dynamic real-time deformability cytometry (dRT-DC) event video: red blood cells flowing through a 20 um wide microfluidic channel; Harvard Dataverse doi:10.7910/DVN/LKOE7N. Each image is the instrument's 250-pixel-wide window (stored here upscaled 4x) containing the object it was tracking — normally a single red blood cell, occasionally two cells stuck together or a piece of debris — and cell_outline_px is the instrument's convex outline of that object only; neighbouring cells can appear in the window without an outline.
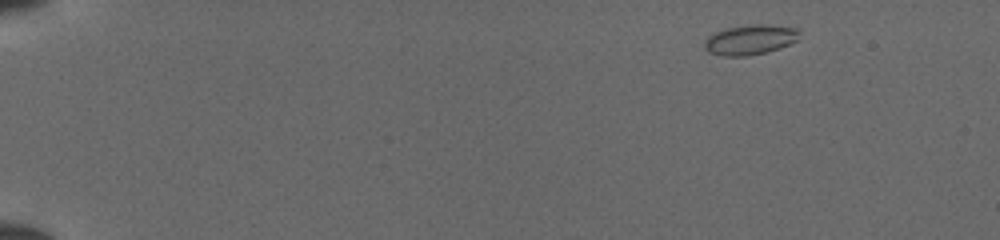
{"species": "common noctule bat (a hibernating species)", "species_latin": "Nyctalus noctula", "temperature_condition": "cold", "stored_images_in_passage": 45, "camera_frame_rate_fps": 3000, "um_per_image_px": 0.085, "animal": {"sex": "female", "body_mass_g": 19.5, "forearm_length_mm": 54.1}, "frame": {"image": 1, "passage_image": 1, "time_ms": 0.0, "image_size_px": [1000, 240], "cell_outline_px": [[800, 32], [796, 40], [780, 48], [764, 52], [744, 56], [724, 56], [708, 52], [704, 48], [704, 44], [708, 36], [716, 32], [728, 28], [756, 24], [760, 24], [796, 28]], "centroid_in_image_um": [63.74, 3.38], "position_along_channel_um": 21.3, "area_um2": 16.18}}
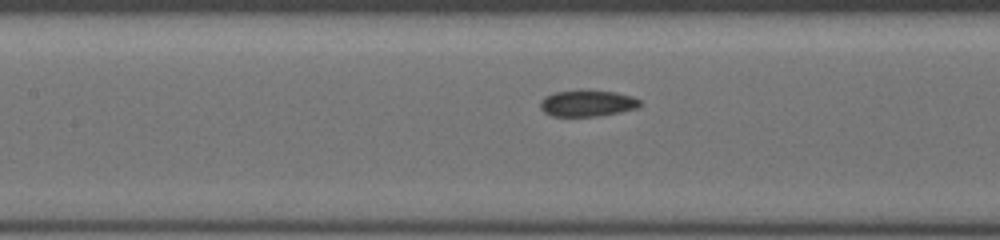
{"frame": {"image": 2, "passage_image": 20, "time_ms": 6.333, "image_size_px": [1000, 240], "cell_outline_px": [[640, 104], [636, 108], [620, 112], [596, 116], [552, 116], [544, 112], [540, 108], [540, 100], [544, 96], [556, 92], [616, 92], [632, 96], [640, 100]], "centroid_in_image_um": [49.9, 8.81], "position_along_channel_um": 157.5, "area_um2": 14.8}}
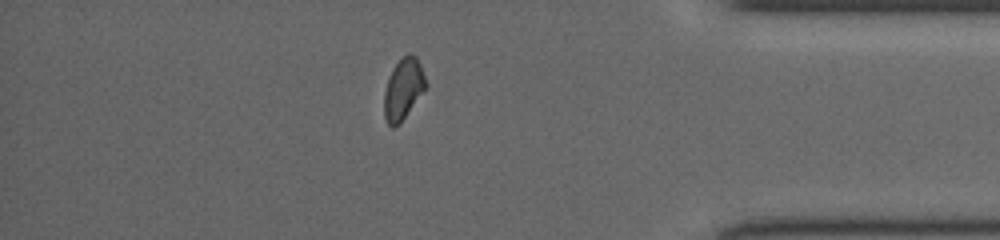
{"frame": {"image": 3, "passage_image": 39, "time_ms": 12.667, "image_size_px": [1000, 240], "cell_outline_px": [[428, 84], [400, 124], [392, 128], [388, 124], [384, 116], [384, 92], [388, 76], [392, 68], [408, 52], [412, 52], [416, 56], [420, 64]], "centroid_in_image_um": [34.27, 7.55], "position_along_channel_um": 400.9, "area_um2": 14.91}}